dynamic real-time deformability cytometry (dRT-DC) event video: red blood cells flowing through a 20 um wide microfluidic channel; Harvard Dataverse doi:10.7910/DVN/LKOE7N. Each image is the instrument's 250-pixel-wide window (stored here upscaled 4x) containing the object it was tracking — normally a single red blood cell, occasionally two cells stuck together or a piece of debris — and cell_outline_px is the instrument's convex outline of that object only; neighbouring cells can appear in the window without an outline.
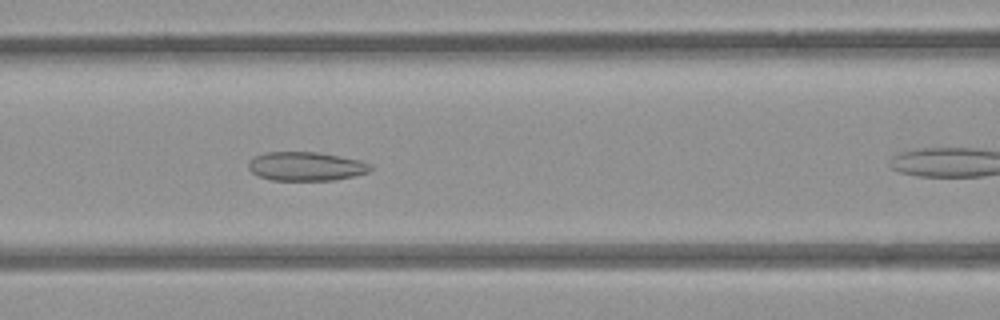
{"species": "common noctule bat (a hibernating species)", "species_latin": "Nyctalus noctula", "temperature_condition": "room temperature", "stored_images_in_passage": 17, "camera_frame_rate_fps": 3000, "um_per_image_px": 0.085, "animal": {"sex": "female", "body_mass_g": 21.9}, "frame": {"image": 1, "passage_image": 10, "time_ms": 3.0, "image_size_px": [1000, 320], "cell_outline_px": [[372, 168], [368, 172], [336, 180], [272, 180], [260, 176], [252, 172], [248, 168], [248, 160], [256, 156], [268, 152], [316, 152], [360, 160], [372, 164]], "centroid_in_image_um": [26.01, 14.14], "position_along_channel_um": 140.6, "area_um2": 20.4}}
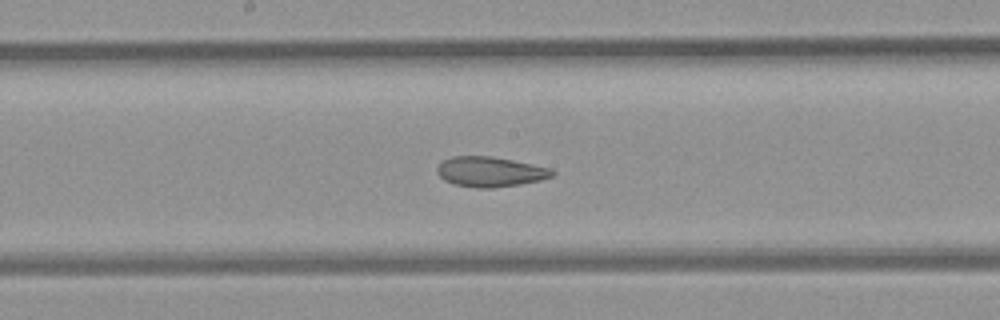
{"frame": {"image": 2, "passage_image": 15, "time_ms": 4.667, "image_size_px": [1000, 320], "cell_outline_px": [[556, 172], [552, 176], [540, 180], [520, 184], [492, 188], [476, 188], [452, 184], [444, 180], [436, 172], [436, 168], [444, 160], [452, 156], [488, 156], [512, 160], [552, 168]], "centroid_in_image_um": [41.65, 14.6], "position_along_channel_um": 206.5, "area_um2": 20.17}}